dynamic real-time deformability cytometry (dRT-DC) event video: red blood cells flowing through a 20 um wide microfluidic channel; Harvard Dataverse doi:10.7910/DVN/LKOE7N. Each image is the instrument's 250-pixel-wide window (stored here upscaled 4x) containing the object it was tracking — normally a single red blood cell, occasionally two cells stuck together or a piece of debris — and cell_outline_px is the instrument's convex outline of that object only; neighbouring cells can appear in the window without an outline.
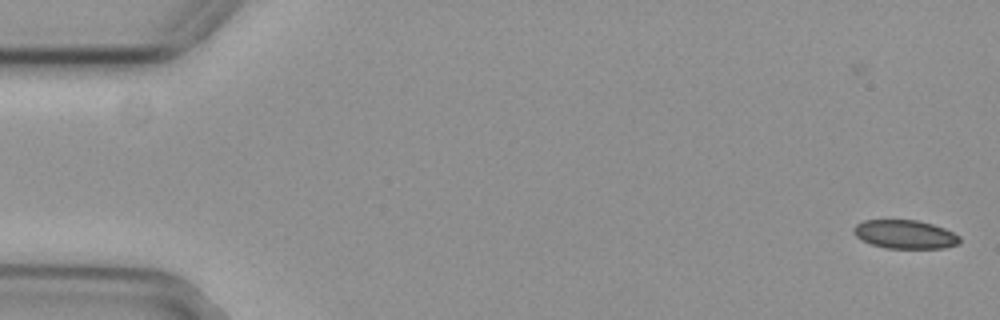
{"species": "common noctule bat (a hibernating species)", "species_latin": "Nyctalus noctula", "temperature_condition": "cold", "stored_images_in_passage": 50, "camera_frame_rate_fps": 3000, "um_per_image_px": 0.085, "animal": {"sex": "female", "body_mass_g": 29.2, "forearm_length_mm": 56.3}, "frame": {"image": 1, "passage_image": 1, "time_ms": 0.0, "image_size_px": [1000, 320], "cell_outline_px": [[960, 244], [944, 248], [884, 248], [860, 240], [852, 232], [852, 228], [856, 224], [864, 220], [916, 220], [932, 224], [944, 228], [960, 236]], "centroid_in_image_um": [76.9, 19.92], "position_along_channel_um": 8.1, "area_um2": 17.8}}
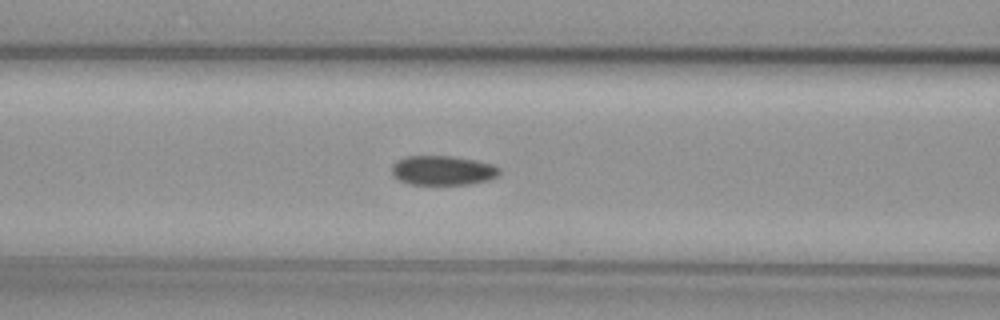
{"frame": {"image": 2, "passage_image": 22, "time_ms": 7.0, "image_size_px": [1000, 320], "cell_outline_px": [[500, 176], [488, 180], [468, 184], [408, 184], [392, 176], [392, 164], [396, 160], [404, 156], [452, 156], [476, 160], [492, 164], [500, 168]], "centroid_in_image_um": [37.63, 14.48], "position_along_channel_um": 129.0, "area_um2": 18.67}}
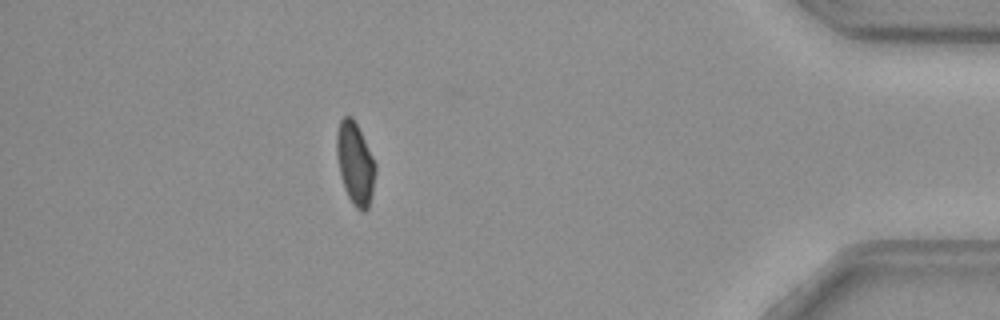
{"frame": {"image": 3, "passage_image": 48, "time_ms": 15.667, "image_size_px": [1000, 320], "cell_outline_px": [[376, 168], [372, 192], [368, 208], [364, 212], [360, 212], [356, 208], [348, 196], [344, 188], [336, 156], [336, 132], [340, 120], [344, 116], [352, 116], [376, 164]], "centroid_in_image_um": [30.17, 13.9], "position_along_channel_um": 405.0, "area_um2": 18.38}}